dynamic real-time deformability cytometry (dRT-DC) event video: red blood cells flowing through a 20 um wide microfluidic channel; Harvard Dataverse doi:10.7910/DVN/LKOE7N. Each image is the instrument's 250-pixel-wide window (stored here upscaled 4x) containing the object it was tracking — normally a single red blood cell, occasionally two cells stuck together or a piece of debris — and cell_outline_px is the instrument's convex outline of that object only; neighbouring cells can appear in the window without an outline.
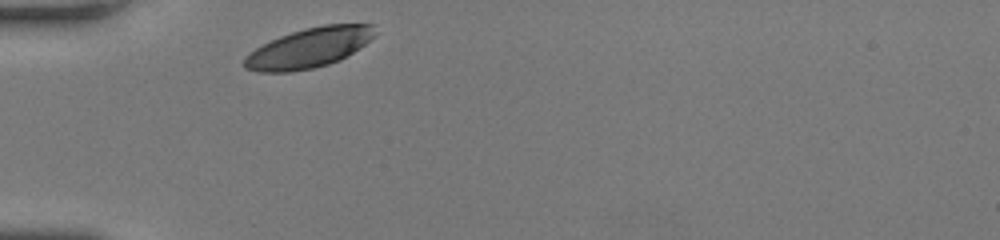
{"species": "human", "species_latin": "Homo sapiens", "temperature_condition": "room temperature", "stored_images_in_passage": 28, "camera_frame_rate_fps": 3000, "um_per_image_px": 0.085, "donor": {"sex": "female"}, "frame": {"image": 1, "passage_image": 1, "time_ms": 0.0, "image_size_px": [1000, 240], "cell_outline_px": [[376, 36], [340, 60], [328, 64], [312, 68], [288, 72], [256, 72], [244, 68], [244, 56], [256, 48], [280, 36], [304, 28], [324, 24], [372, 24]], "centroid_in_image_um": [26.25, 4.07], "position_along_channel_um": 58.8, "area_um2": 30.06}}
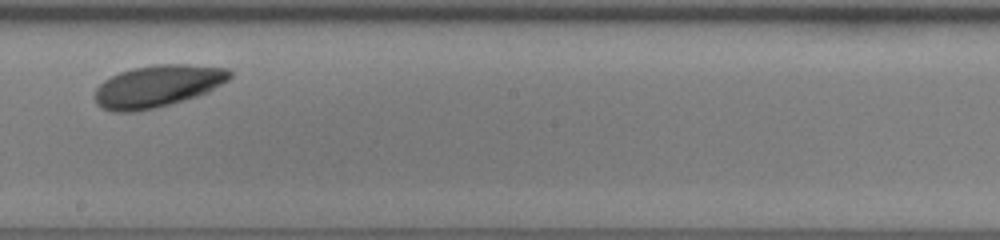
{"frame": {"image": 2, "passage_image": 16, "time_ms": 5.0, "image_size_px": [1000, 240], "cell_outline_px": [[232, 76], [228, 80], [208, 92], [196, 96], [156, 108], [132, 112], [112, 112], [96, 104], [92, 96], [96, 88], [104, 80], [120, 72], [132, 68], [156, 64], [188, 64], [228, 68], [232, 72]], "centroid_in_image_um": [13.37, 7.32], "position_along_channel_um": 234.8, "area_um2": 33.23}}
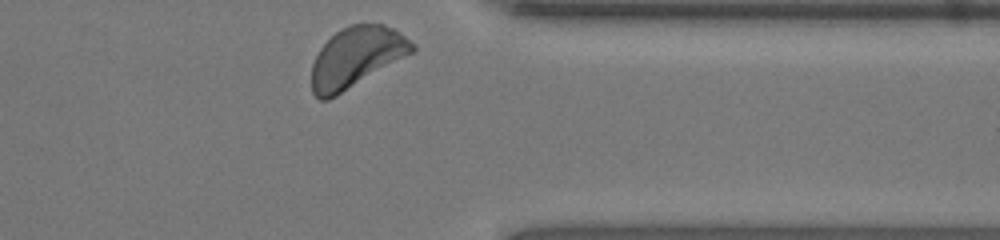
{"frame": {"image": 3, "passage_image": 28, "time_ms": 9.0, "image_size_px": [1000, 240], "cell_outline_px": [[416, 52], [336, 96], [328, 100], [320, 100], [312, 92], [312, 64], [320, 48], [340, 28], [352, 24], [384, 24], [400, 32], [416, 44]], "centroid_in_image_um": [30.33, 4.87], "position_along_channel_um": 381.1, "area_um2": 35.6}, "authors_computed_cell_mechanics": {"area_um2": 32.8593, "velocity_mm_per_s": 3.7598, "shape_relaxation_time_tau1_ms": 1.2052, "shape_relaxation_time_tau2_ms": null, "deformation_change_tau1": 0.0658, "deformation_change_tau2": null}}